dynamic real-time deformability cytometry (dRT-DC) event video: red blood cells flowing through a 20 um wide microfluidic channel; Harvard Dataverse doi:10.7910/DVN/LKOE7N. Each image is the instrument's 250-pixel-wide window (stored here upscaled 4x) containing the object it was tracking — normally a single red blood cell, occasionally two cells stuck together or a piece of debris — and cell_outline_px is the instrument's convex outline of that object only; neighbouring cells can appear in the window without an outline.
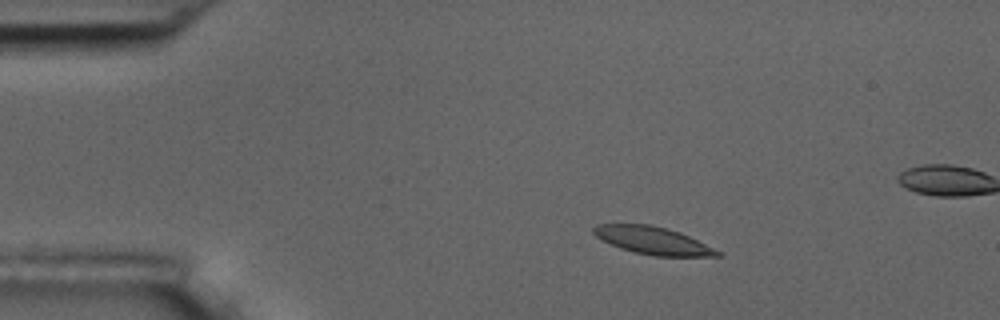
{"species": "common noctule bat (a hibernating species)", "species_latin": "Nyctalus noctula", "temperature_condition": "room temperature", "stored_images_in_passage": 5, "camera_frame_rate_fps": 3000, "um_per_image_px": 0.085, "animal": {"sex": "male", "body_mass_g": 17.5, "forearm_length_mm": 52.3}, "frame": {"image": 1, "passage_image": 2, "time_ms": 2.0, "image_size_px": [1000, 320], "cell_outline_px": [[724, 252], [720, 256], [656, 256], [636, 252], [620, 248], [600, 240], [592, 232], [592, 228], [596, 224], [648, 224], [668, 228], [680, 232]], "centroid_in_image_um": [55.5, 20.44], "position_along_channel_um": 29.5, "area_um2": 20.0}}